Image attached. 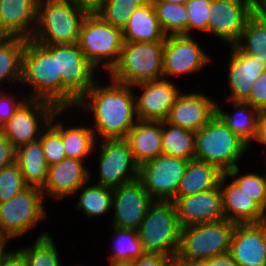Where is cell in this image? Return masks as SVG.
Instances as JSON below:
<instances>
[{"label":"cell","instance_id":"cell-42","mask_svg":"<svg viewBox=\"0 0 266 266\" xmlns=\"http://www.w3.org/2000/svg\"><path fill=\"white\" fill-rule=\"evenodd\" d=\"M211 0H189L185 5L188 11V35L194 29L208 32Z\"/></svg>","mask_w":266,"mask_h":266},{"label":"cell","instance_id":"cell-18","mask_svg":"<svg viewBox=\"0 0 266 266\" xmlns=\"http://www.w3.org/2000/svg\"><path fill=\"white\" fill-rule=\"evenodd\" d=\"M181 227L225 219L220 187L173 200Z\"/></svg>","mask_w":266,"mask_h":266},{"label":"cell","instance_id":"cell-35","mask_svg":"<svg viewBox=\"0 0 266 266\" xmlns=\"http://www.w3.org/2000/svg\"><path fill=\"white\" fill-rule=\"evenodd\" d=\"M87 184L76 191L77 193L83 190L79 195L77 209H82L86 216L90 218L103 216L112 208L113 189L96 184L87 186Z\"/></svg>","mask_w":266,"mask_h":266},{"label":"cell","instance_id":"cell-41","mask_svg":"<svg viewBox=\"0 0 266 266\" xmlns=\"http://www.w3.org/2000/svg\"><path fill=\"white\" fill-rule=\"evenodd\" d=\"M27 187L16 162L0 170V203L12 199Z\"/></svg>","mask_w":266,"mask_h":266},{"label":"cell","instance_id":"cell-39","mask_svg":"<svg viewBox=\"0 0 266 266\" xmlns=\"http://www.w3.org/2000/svg\"><path fill=\"white\" fill-rule=\"evenodd\" d=\"M116 234L114 252L110 259L133 261L145 254L138 231L113 227Z\"/></svg>","mask_w":266,"mask_h":266},{"label":"cell","instance_id":"cell-55","mask_svg":"<svg viewBox=\"0 0 266 266\" xmlns=\"http://www.w3.org/2000/svg\"><path fill=\"white\" fill-rule=\"evenodd\" d=\"M165 2H170V3H174V4H186L189 0H162Z\"/></svg>","mask_w":266,"mask_h":266},{"label":"cell","instance_id":"cell-14","mask_svg":"<svg viewBox=\"0 0 266 266\" xmlns=\"http://www.w3.org/2000/svg\"><path fill=\"white\" fill-rule=\"evenodd\" d=\"M153 202L139 179L113 188L112 227L137 231Z\"/></svg>","mask_w":266,"mask_h":266},{"label":"cell","instance_id":"cell-13","mask_svg":"<svg viewBox=\"0 0 266 266\" xmlns=\"http://www.w3.org/2000/svg\"><path fill=\"white\" fill-rule=\"evenodd\" d=\"M99 141L100 178L97 185L113 189L138 179L139 164L134 160L129 144L124 138Z\"/></svg>","mask_w":266,"mask_h":266},{"label":"cell","instance_id":"cell-50","mask_svg":"<svg viewBox=\"0 0 266 266\" xmlns=\"http://www.w3.org/2000/svg\"><path fill=\"white\" fill-rule=\"evenodd\" d=\"M254 140L258 141L262 145H266V113H262L259 118L257 133Z\"/></svg>","mask_w":266,"mask_h":266},{"label":"cell","instance_id":"cell-3","mask_svg":"<svg viewBox=\"0 0 266 266\" xmlns=\"http://www.w3.org/2000/svg\"><path fill=\"white\" fill-rule=\"evenodd\" d=\"M86 15L70 0H38L36 27L31 39L38 44H76Z\"/></svg>","mask_w":266,"mask_h":266},{"label":"cell","instance_id":"cell-6","mask_svg":"<svg viewBox=\"0 0 266 266\" xmlns=\"http://www.w3.org/2000/svg\"><path fill=\"white\" fill-rule=\"evenodd\" d=\"M145 253L175 258L178 252L181 226L173 201H154L137 230Z\"/></svg>","mask_w":266,"mask_h":266},{"label":"cell","instance_id":"cell-34","mask_svg":"<svg viewBox=\"0 0 266 266\" xmlns=\"http://www.w3.org/2000/svg\"><path fill=\"white\" fill-rule=\"evenodd\" d=\"M161 26L166 36L188 35V11L184 4H174L162 0H151Z\"/></svg>","mask_w":266,"mask_h":266},{"label":"cell","instance_id":"cell-15","mask_svg":"<svg viewBox=\"0 0 266 266\" xmlns=\"http://www.w3.org/2000/svg\"><path fill=\"white\" fill-rule=\"evenodd\" d=\"M211 57L189 35L166 36L163 48V74L169 76L200 71Z\"/></svg>","mask_w":266,"mask_h":266},{"label":"cell","instance_id":"cell-19","mask_svg":"<svg viewBox=\"0 0 266 266\" xmlns=\"http://www.w3.org/2000/svg\"><path fill=\"white\" fill-rule=\"evenodd\" d=\"M229 253L238 266H266V222L236 224Z\"/></svg>","mask_w":266,"mask_h":266},{"label":"cell","instance_id":"cell-11","mask_svg":"<svg viewBox=\"0 0 266 266\" xmlns=\"http://www.w3.org/2000/svg\"><path fill=\"white\" fill-rule=\"evenodd\" d=\"M188 162L179 157L159 155L139 165L138 179L154 201H173Z\"/></svg>","mask_w":266,"mask_h":266},{"label":"cell","instance_id":"cell-26","mask_svg":"<svg viewBox=\"0 0 266 266\" xmlns=\"http://www.w3.org/2000/svg\"><path fill=\"white\" fill-rule=\"evenodd\" d=\"M124 42L164 41L166 35L159 24L154 5L148 0L133 11L127 25L122 29Z\"/></svg>","mask_w":266,"mask_h":266},{"label":"cell","instance_id":"cell-33","mask_svg":"<svg viewBox=\"0 0 266 266\" xmlns=\"http://www.w3.org/2000/svg\"><path fill=\"white\" fill-rule=\"evenodd\" d=\"M243 53L266 64V19L252 14L246 21L239 41L235 44Z\"/></svg>","mask_w":266,"mask_h":266},{"label":"cell","instance_id":"cell-58","mask_svg":"<svg viewBox=\"0 0 266 266\" xmlns=\"http://www.w3.org/2000/svg\"><path fill=\"white\" fill-rule=\"evenodd\" d=\"M7 245L1 238H0V250Z\"/></svg>","mask_w":266,"mask_h":266},{"label":"cell","instance_id":"cell-21","mask_svg":"<svg viewBox=\"0 0 266 266\" xmlns=\"http://www.w3.org/2000/svg\"><path fill=\"white\" fill-rule=\"evenodd\" d=\"M228 63V85L231 94L227 100L245 102L255 80L266 70V64L256 57L243 53L236 45L231 46Z\"/></svg>","mask_w":266,"mask_h":266},{"label":"cell","instance_id":"cell-10","mask_svg":"<svg viewBox=\"0 0 266 266\" xmlns=\"http://www.w3.org/2000/svg\"><path fill=\"white\" fill-rule=\"evenodd\" d=\"M44 195L37 187H27L12 199L0 203V238L5 242L20 237L46 217Z\"/></svg>","mask_w":266,"mask_h":266},{"label":"cell","instance_id":"cell-53","mask_svg":"<svg viewBox=\"0 0 266 266\" xmlns=\"http://www.w3.org/2000/svg\"><path fill=\"white\" fill-rule=\"evenodd\" d=\"M10 37L12 36L6 31V29L2 26V23L0 21V43L6 41Z\"/></svg>","mask_w":266,"mask_h":266},{"label":"cell","instance_id":"cell-57","mask_svg":"<svg viewBox=\"0 0 266 266\" xmlns=\"http://www.w3.org/2000/svg\"><path fill=\"white\" fill-rule=\"evenodd\" d=\"M265 182H266V175H265ZM265 192H266V188H265ZM263 213H264V218H265V222H266V202H265V206L263 209Z\"/></svg>","mask_w":266,"mask_h":266},{"label":"cell","instance_id":"cell-40","mask_svg":"<svg viewBox=\"0 0 266 266\" xmlns=\"http://www.w3.org/2000/svg\"><path fill=\"white\" fill-rule=\"evenodd\" d=\"M239 167L226 172L227 177L234 178L233 182L246 194L250 199L255 201L262 209H264L266 202V182L265 176L258 173H248L244 175L239 174Z\"/></svg>","mask_w":266,"mask_h":266},{"label":"cell","instance_id":"cell-1","mask_svg":"<svg viewBox=\"0 0 266 266\" xmlns=\"http://www.w3.org/2000/svg\"><path fill=\"white\" fill-rule=\"evenodd\" d=\"M110 81L107 86L96 81L76 107L92 114L94 135L101 139L125 138L138 121L133 87Z\"/></svg>","mask_w":266,"mask_h":266},{"label":"cell","instance_id":"cell-22","mask_svg":"<svg viewBox=\"0 0 266 266\" xmlns=\"http://www.w3.org/2000/svg\"><path fill=\"white\" fill-rule=\"evenodd\" d=\"M83 162L66 157L59 163L48 166L47 180L41 189L43 195L48 194L57 199L75 195L90 178V173Z\"/></svg>","mask_w":266,"mask_h":266},{"label":"cell","instance_id":"cell-23","mask_svg":"<svg viewBox=\"0 0 266 266\" xmlns=\"http://www.w3.org/2000/svg\"><path fill=\"white\" fill-rule=\"evenodd\" d=\"M227 178L224 174L219 183L225 219L236 224L265 222L263 209L233 181L226 185Z\"/></svg>","mask_w":266,"mask_h":266},{"label":"cell","instance_id":"cell-28","mask_svg":"<svg viewBox=\"0 0 266 266\" xmlns=\"http://www.w3.org/2000/svg\"><path fill=\"white\" fill-rule=\"evenodd\" d=\"M16 163L28 187H44L48 165L39 139L16 149Z\"/></svg>","mask_w":266,"mask_h":266},{"label":"cell","instance_id":"cell-16","mask_svg":"<svg viewBox=\"0 0 266 266\" xmlns=\"http://www.w3.org/2000/svg\"><path fill=\"white\" fill-rule=\"evenodd\" d=\"M252 14V0H211L208 32L235 45Z\"/></svg>","mask_w":266,"mask_h":266},{"label":"cell","instance_id":"cell-25","mask_svg":"<svg viewBox=\"0 0 266 266\" xmlns=\"http://www.w3.org/2000/svg\"><path fill=\"white\" fill-rule=\"evenodd\" d=\"M124 139L139 165L163 154L162 122L138 120Z\"/></svg>","mask_w":266,"mask_h":266},{"label":"cell","instance_id":"cell-52","mask_svg":"<svg viewBox=\"0 0 266 266\" xmlns=\"http://www.w3.org/2000/svg\"><path fill=\"white\" fill-rule=\"evenodd\" d=\"M110 265L109 266H133L132 261H122V260H113L110 259Z\"/></svg>","mask_w":266,"mask_h":266},{"label":"cell","instance_id":"cell-56","mask_svg":"<svg viewBox=\"0 0 266 266\" xmlns=\"http://www.w3.org/2000/svg\"><path fill=\"white\" fill-rule=\"evenodd\" d=\"M185 266H200V264L199 263L185 262Z\"/></svg>","mask_w":266,"mask_h":266},{"label":"cell","instance_id":"cell-37","mask_svg":"<svg viewBox=\"0 0 266 266\" xmlns=\"http://www.w3.org/2000/svg\"><path fill=\"white\" fill-rule=\"evenodd\" d=\"M68 109H58L51 117L49 124L41 132L39 140L46 158L47 165L59 163L66 158L62 138L60 136V122L54 123L57 115L60 116Z\"/></svg>","mask_w":266,"mask_h":266},{"label":"cell","instance_id":"cell-48","mask_svg":"<svg viewBox=\"0 0 266 266\" xmlns=\"http://www.w3.org/2000/svg\"><path fill=\"white\" fill-rule=\"evenodd\" d=\"M199 264L200 266H238L229 252L209 259H205L199 262Z\"/></svg>","mask_w":266,"mask_h":266},{"label":"cell","instance_id":"cell-32","mask_svg":"<svg viewBox=\"0 0 266 266\" xmlns=\"http://www.w3.org/2000/svg\"><path fill=\"white\" fill-rule=\"evenodd\" d=\"M62 123L60 122V136L66 157L84 161L96 149L97 137L92 128L64 127Z\"/></svg>","mask_w":266,"mask_h":266},{"label":"cell","instance_id":"cell-38","mask_svg":"<svg viewBox=\"0 0 266 266\" xmlns=\"http://www.w3.org/2000/svg\"><path fill=\"white\" fill-rule=\"evenodd\" d=\"M148 0H106L103 7L96 13L105 22L121 30L127 25L134 10Z\"/></svg>","mask_w":266,"mask_h":266},{"label":"cell","instance_id":"cell-51","mask_svg":"<svg viewBox=\"0 0 266 266\" xmlns=\"http://www.w3.org/2000/svg\"><path fill=\"white\" fill-rule=\"evenodd\" d=\"M253 14L266 19V0H252Z\"/></svg>","mask_w":266,"mask_h":266},{"label":"cell","instance_id":"cell-46","mask_svg":"<svg viewBox=\"0 0 266 266\" xmlns=\"http://www.w3.org/2000/svg\"><path fill=\"white\" fill-rule=\"evenodd\" d=\"M170 259L167 255L145 253L132 262L133 266H166Z\"/></svg>","mask_w":266,"mask_h":266},{"label":"cell","instance_id":"cell-36","mask_svg":"<svg viewBox=\"0 0 266 266\" xmlns=\"http://www.w3.org/2000/svg\"><path fill=\"white\" fill-rule=\"evenodd\" d=\"M19 251L25 257L27 266H61L54 240L47 232L41 233L34 244Z\"/></svg>","mask_w":266,"mask_h":266},{"label":"cell","instance_id":"cell-4","mask_svg":"<svg viewBox=\"0 0 266 266\" xmlns=\"http://www.w3.org/2000/svg\"><path fill=\"white\" fill-rule=\"evenodd\" d=\"M248 147L216 114L195 132V159L215 165L224 173L237 167Z\"/></svg>","mask_w":266,"mask_h":266},{"label":"cell","instance_id":"cell-24","mask_svg":"<svg viewBox=\"0 0 266 266\" xmlns=\"http://www.w3.org/2000/svg\"><path fill=\"white\" fill-rule=\"evenodd\" d=\"M38 0H0V21L11 36L31 39ZM32 26V27H31Z\"/></svg>","mask_w":266,"mask_h":266},{"label":"cell","instance_id":"cell-45","mask_svg":"<svg viewBox=\"0 0 266 266\" xmlns=\"http://www.w3.org/2000/svg\"><path fill=\"white\" fill-rule=\"evenodd\" d=\"M16 162V148L12 142L0 132V170Z\"/></svg>","mask_w":266,"mask_h":266},{"label":"cell","instance_id":"cell-20","mask_svg":"<svg viewBox=\"0 0 266 266\" xmlns=\"http://www.w3.org/2000/svg\"><path fill=\"white\" fill-rule=\"evenodd\" d=\"M216 101L199 92L181 93L176 98L166 122L194 132L216 114Z\"/></svg>","mask_w":266,"mask_h":266},{"label":"cell","instance_id":"cell-17","mask_svg":"<svg viewBox=\"0 0 266 266\" xmlns=\"http://www.w3.org/2000/svg\"><path fill=\"white\" fill-rule=\"evenodd\" d=\"M168 78L145 81L133 85L143 93L135 95L136 113L141 121H166L171 107L180 94L178 87Z\"/></svg>","mask_w":266,"mask_h":266},{"label":"cell","instance_id":"cell-49","mask_svg":"<svg viewBox=\"0 0 266 266\" xmlns=\"http://www.w3.org/2000/svg\"><path fill=\"white\" fill-rule=\"evenodd\" d=\"M78 8L84 10L87 14H96L104 5L106 0H70Z\"/></svg>","mask_w":266,"mask_h":266},{"label":"cell","instance_id":"cell-31","mask_svg":"<svg viewBox=\"0 0 266 266\" xmlns=\"http://www.w3.org/2000/svg\"><path fill=\"white\" fill-rule=\"evenodd\" d=\"M26 42V38L12 36L0 43V83L21 81L22 56Z\"/></svg>","mask_w":266,"mask_h":266},{"label":"cell","instance_id":"cell-12","mask_svg":"<svg viewBox=\"0 0 266 266\" xmlns=\"http://www.w3.org/2000/svg\"><path fill=\"white\" fill-rule=\"evenodd\" d=\"M57 110L58 108L49 101L27 99L1 127L0 132L17 149L22 145L37 141Z\"/></svg>","mask_w":266,"mask_h":266},{"label":"cell","instance_id":"cell-47","mask_svg":"<svg viewBox=\"0 0 266 266\" xmlns=\"http://www.w3.org/2000/svg\"><path fill=\"white\" fill-rule=\"evenodd\" d=\"M6 245L0 250V266H27L26 259L19 250L7 252Z\"/></svg>","mask_w":266,"mask_h":266},{"label":"cell","instance_id":"cell-27","mask_svg":"<svg viewBox=\"0 0 266 266\" xmlns=\"http://www.w3.org/2000/svg\"><path fill=\"white\" fill-rule=\"evenodd\" d=\"M224 174L215 165L198 159L189 160L179 182L177 196H189L214 189L219 186Z\"/></svg>","mask_w":266,"mask_h":266},{"label":"cell","instance_id":"cell-29","mask_svg":"<svg viewBox=\"0 0 266 266\" xmlns=\"http://www.w3.org/2000/svg\"><path fill=\"white\" fill-rule=\"evenodd\" d=\"M232 105L237 110L234 115L226 113L219 105H216V115L233 133L250 146L256 136L258 121L262 113L247 102L232 101Z\"/></svg>","mask_w":266,"mask_h":266},{"label":"cell","instance_id":"cell-2","mask_svg":"<svg viewBox=\"0 0 266 266\" xmlns=\"http://www.w3.org/2000/svg\"><path fill=\"white\" fill-rule=\"evenodd\" d=\"M21 82L33 87L28 99L49 101L62 109V76H58L57 44H38L27 39L22 56Z\"/></svg>","mask_w":266,"mask_h":266},{"label":"cell","instance_id":"cell-7","mask_svg":"<svg viewBox=\"0 0 266 266\" xmlns=\"http://www.w3.org/2000/svg\"><path fill=\"white\" fill-rule=\"evenodd\" d=\"M236 223L227 219L181 227L176 258L182 262L199 263L230 251Z\"/></svg>","mask_w":266,"mask_h":266},{"label":"cell","instance_id":"cell-54","mask_svg":"<svg viewBox=\"0 0 266 266\" xmlns=\"http://www.w3.org/2000/svg\"><path fill=\"white\" fill-rule=\"evenodd\" d=\"M166 266H185V262H182L175 257L171 258L166 264Z\"/></svg>","mask_w":266,"mask_h":266},{"label":"cell","instance_id":"cell-9","mask_svg":"<svg viewBox=\"0 0 266 266\" xmlns=\"http://www.w3.org/2000/svg\"><path fill=\"white\" fill-rule=\"evenodd\" d=\"M57 66L58 76H62V109L70 110L97 81L93 74L97 68L85 58L78 43L57 44Z\"/></svg>","mask_w":266,"mask_h":266},{"label":"cell","instance_id":"cell-43","mask_svg":"<svg viewBox=\"0 0 266 266\" xmlns=\"http://www.w3.org/2000/svg\"><path fill=\"white\" fill-rule=\"evenodd\" d=\"M245 102L261 113H266V70L255 80L252 92Z\"/></svg>","mask_w":266,"mask_h":266},{"label":"cell","instance_id":"cell-8","mask_svg":"<svg viewBox=\"0 0 266 266\" xmlns=\"http://www.w3.org/2000/svg\"><path fill=\"white\" fill-rule=\"evenodd\" d=\"M123 44L120 28L105 22L98 14L85 16L80 26L78 45L85 58L96 68L103 65V69L109 72L118 62Z\"/></svg>","mask_w":266,"mask_h":266},{"label":"cell","instance_id":"cell-44","mask_svg":"<svg viewBox=\"0 0 266 266\" xmlns=\"http://www.w3.org/2000/svg\"><path fill=\"white\" fill-rule=\"evenodd\" d=\"M0 90V129L15 114L18 108L28 99H15L12 95H7ZM16 100V101H15Z\"/></svg>","mask_w":266,"mask_h":266},{"label":"cell","instance_id":"cell-30","mask_svg":"<svg viewBox=\"0 0 266 266\" xmlns=\"http://www.w3.org/2000/svg\"><path fill=\"white\" fill-rule=\"evenodd\" d=\"M162 150L168 156L195 159V132L162 121Z\"/></svg>","mask_w":266,"mask_h":266},{"label":"cell","instance_id":"cell-5","mask_svg":"<svg viewBox=\"0 0 266 266\" xmlns=\"http://www.w3.org/2000/svg\"><path fill=\"white\" fill-rule=\"evenodd\" d=\"M164 41L124 42L118 62L108 72L120 84L137 83L164 78Z\"/></svg>","mask_w":266,"mask_h":266}]
</instances>
